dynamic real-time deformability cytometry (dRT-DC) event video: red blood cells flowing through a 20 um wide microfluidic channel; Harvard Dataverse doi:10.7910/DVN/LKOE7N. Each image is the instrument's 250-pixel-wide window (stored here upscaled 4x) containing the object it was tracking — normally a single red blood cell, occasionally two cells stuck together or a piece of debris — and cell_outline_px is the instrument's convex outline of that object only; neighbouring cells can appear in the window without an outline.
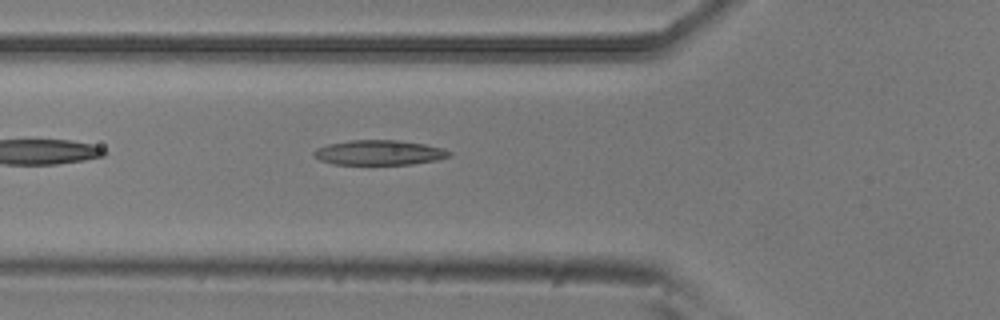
{"species": "common noctule bat (a hibernating species)", "species_latin": "Nyctalus noctula", "temperature_condition": "room temperature", "stored_images_in_passage": 37, "camera_frame_rate_fps": 3000, "um_per_image_px": 0.085, "animal": {"sex": "male", "body_mass_g": 20.5, "forearm_length_mm": 52.5}, "frame": {"image": 1, "passage_image": 3, "time_ms": 0.667, "image_size_px": [1000, 320], "cell_outline_px": [[452, 156], [436, 160], [412, 164], [332, 164], [320, 160], [312, 152], [316, 148], [328, 144], [352, 140], [400, 140], [424, 144], [444, 148], [452, 152]], "centroid_in_image_um": [32.26, 12.97], "position_along_channel_um": 93.5, "area_um2": 19.65}}
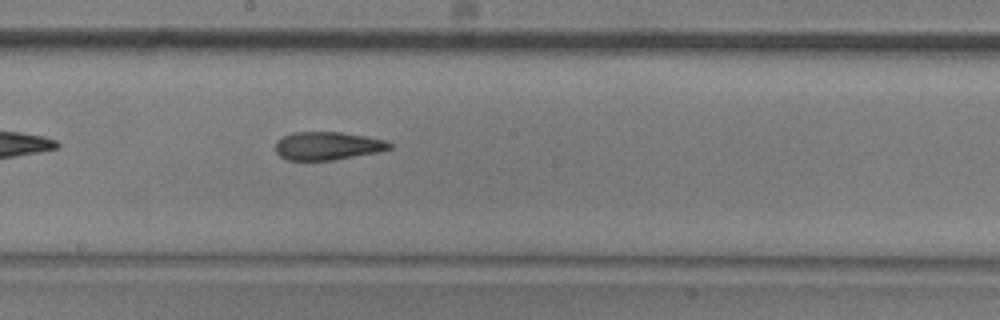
{"frame": {"image": 2, "passage_image": 13, "time_ms": 4.0, "image_size_px": [1000, 320], "cell_outline_px": [[392, 148], [376, 152], [332, 160], [288, 160], [280, 156], [276, 152], [276, 140], [292, 132], [340, 132], [364, 136], [384, 140], [392, 144]], "centroid_in_image_um": [27.8, 12.39], "position_along_channel_um": 220.4, "area_um2": 18.5}}
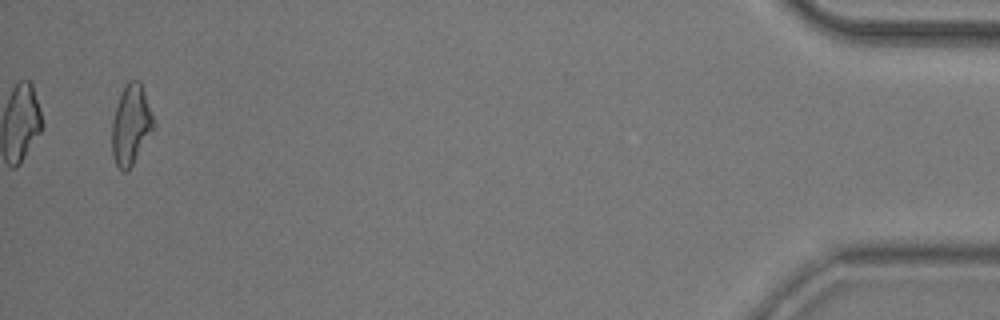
{"frame": {"image": 3, "passage_image": 36, "time_ms": 11.667, "image_size_px": [1000, 320], "cell_outline_px": [[152, 128], [128, 172], [124, 172], [116, 164], [112, 156], [112, 120], [116, 104], [128, 80], [140, 80], [152, 116]], "centroid_in_image_um": [11.07, 10.6], "position_along_channel_um": 424.1, "area_um2": 18.67}}